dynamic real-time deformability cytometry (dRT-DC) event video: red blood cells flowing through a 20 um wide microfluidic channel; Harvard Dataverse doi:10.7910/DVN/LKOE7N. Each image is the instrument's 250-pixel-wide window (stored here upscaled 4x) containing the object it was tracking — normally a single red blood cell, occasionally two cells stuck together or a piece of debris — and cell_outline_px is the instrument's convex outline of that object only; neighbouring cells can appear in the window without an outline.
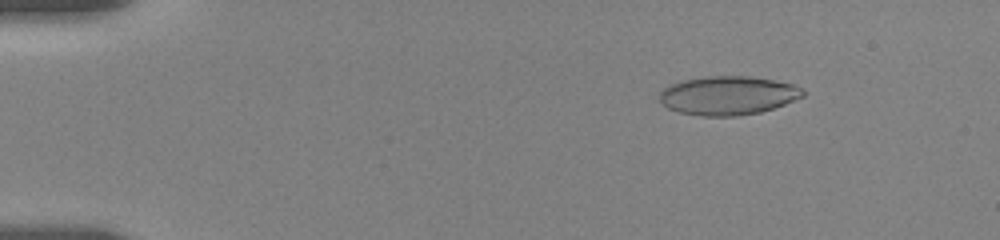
{"species": "human", "species_latin": "Homo sapiens", "temperature_condition": "room temperature", "stored_images_in_passage": 56, "camera_frame_rate_fps": 3000, "um_per_image_px": 0.085, "donor": {"sex": "female"}, "frame": {"image": 1, "passage_image": 8, "time_ms": 2.333, "image_size_px": [1000, 240], "cell_outline_px": [[804, 96], [784, 104], [760, 112], [736, 116], [700, 116], [680, 112], [668, 108], [660, 100], [660, 92], [664, 88], [672, 84], [684, 80], [708, 76], [748, 76], [772, 80], [792, 84], [800, 88], [804, 92]], "centroid_in_image_um": [61.87, 8.12], "position_along_channel_um": 23.1, "area_um2": 32.02}}
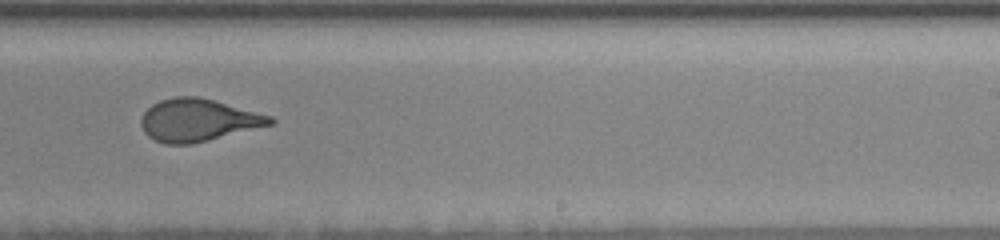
{"frame": {"image": 2, "passage_image": 36, "time_ms": 11.667, "image_size_px": [1000, 240], "cell_outline_px": [[276, 120], [272, 124], [192, 144], [164, 144], [148, 136], [144, 132], [140, 124], [140, 120], [144, 112], [152, 104], [160, 100], [176, 96], [200, 96], [216, 100], [272, 116]], "centroid_in_image_um": [16.82, 10.2], "position_along_channel_um": 272.2, "area_um2": 31.96}}
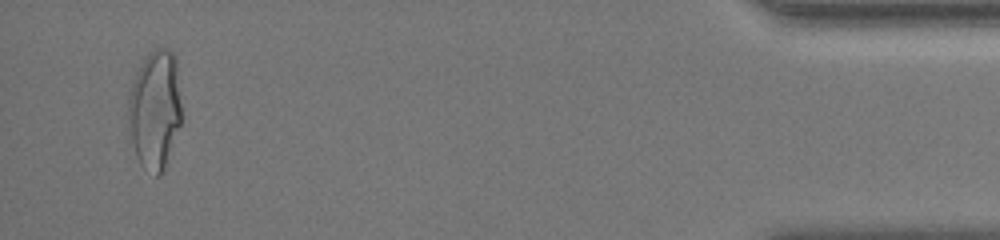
{"frame": {"image": 3, "passage_image": 54, "time_ms": 17.667, "image_size_px": [1000, 240], "cell_outline_px": [[180, 124], [164, 168], [160, 176], [156, 176], [144, 168], [140, 164], [136, 156], [128, 124], [128, 96], [136, 72], [148, 52], [152, 48], [172, 48], [176, 60], [180, 104]], "centroid_in_image_um": [13.15, 9.28], "position_along_channel_um": 422.1, "area_um2": 36.82}, "authors_computed_cell_mechanics": {"area_um2": 32.2524, "velocity_mm_per_s": 3.6406, "shape_relaxation_time_tau1_ms": 5.9382, "shape_relaxation_time_tau2_ms": 0.7299, "deformation_change_tau1": 0.1945, "deformation_change_tau2": 0.0809}}